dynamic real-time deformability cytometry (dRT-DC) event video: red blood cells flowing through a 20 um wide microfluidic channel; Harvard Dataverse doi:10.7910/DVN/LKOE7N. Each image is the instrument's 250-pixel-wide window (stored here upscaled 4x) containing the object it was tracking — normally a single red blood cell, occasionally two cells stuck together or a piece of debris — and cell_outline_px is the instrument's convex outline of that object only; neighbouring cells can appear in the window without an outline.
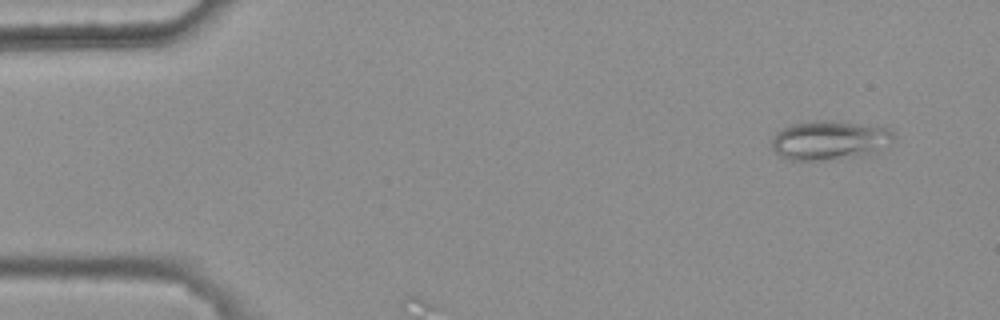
{"species": "common noctule bat (a hibernating species)", "species_latin": "Nyctalus noctula", "temperature_condition": "warm", "stored_images_in_passage": 2, "camera_frame_rate_fps": 3000, "um_per_image_px": 0.085, "animal": {"sex": "female", "body_mass_g": 25.1}, "frame": {"image": 1, "passage_image": 1, "time_ms": 0.0, "image_size_px": [1000, 320], "cell_outline_px": [[896, 136], [892, 144], [876, 152], [864, 156], [824, 160], [788, 160], [780, 156], [772, 148], [772, 140], [776, 132], [792, 124], [820, 120], [832, 120], [888, 128]], "centroid_in_image_um": [70.56, 11.93], "position_along_channel_um": 14.4, "area_um2": 28.09}}